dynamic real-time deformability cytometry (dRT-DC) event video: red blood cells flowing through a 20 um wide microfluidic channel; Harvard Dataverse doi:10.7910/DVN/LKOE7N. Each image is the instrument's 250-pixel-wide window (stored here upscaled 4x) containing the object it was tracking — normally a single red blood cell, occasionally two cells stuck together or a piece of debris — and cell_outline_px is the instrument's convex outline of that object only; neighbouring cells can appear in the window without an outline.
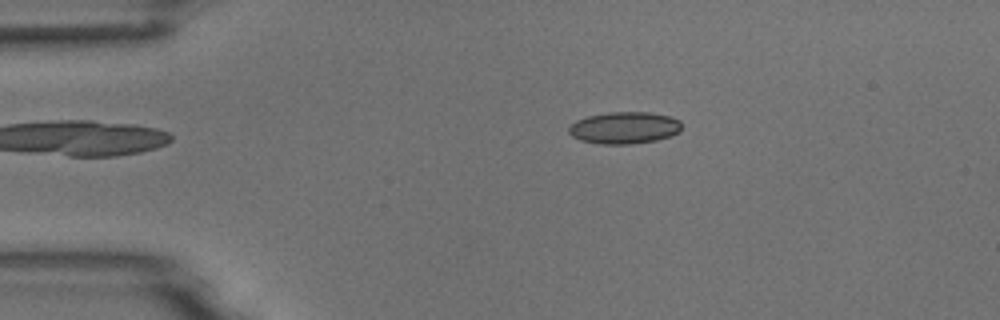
{"species": "common noctule bat (a hibernating species)", "species_latin": "Nyctalus noctula", "temperature_condition": "room temperature", "stored_images_in_passage": 3, "camera_frame_rate_fps": 3000, "um_per_image_px": 0.085, "animal": {"sex": "male", "body_mass_g": 18.8}, "frame": {"image": 1, "passage_image": 2, "time_ms": 1.0, "image_size_px": [1000, 320], "cell_outline_px": [[680, 132], [656, 140], [628, 144], [600, 144], [580, 140], [572, 136], [568, 132], [568, 128], [576, 120], [588, 116], [608, 112], [648, 112], [668, 116], [680, 120]], "centroid_in_image_um": [53.04, 10.86], "position_along_channel_um": 32.0, "area_um2": 20.87}}